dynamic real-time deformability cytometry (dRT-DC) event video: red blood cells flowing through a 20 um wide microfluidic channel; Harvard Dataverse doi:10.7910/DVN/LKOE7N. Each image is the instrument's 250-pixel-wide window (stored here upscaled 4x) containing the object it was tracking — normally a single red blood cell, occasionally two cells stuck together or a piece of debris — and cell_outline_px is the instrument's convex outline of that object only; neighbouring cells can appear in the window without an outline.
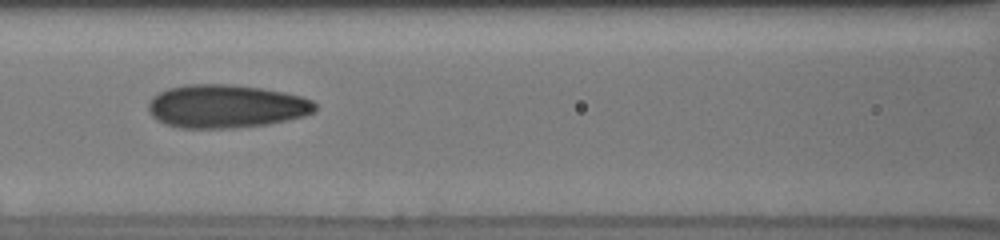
{"species": "human", "species_latin": "Homo sapiens", "temperature_condition": "cold", "stored_images_in_passage": 13, "camera_frame_rate_fps": 3000, "um_per_image_px": 0.085, "donor": {"sex": "male"}, "frame": {"image": 1, "passage_image": 10, "time_ms": 6.667, "image_size_px": [1000, 240], "cell_outline_px": [[316, 112], [304, 116], [268, 124], [232, 128], [180, 128], [164, 124], [156, 120], [148, 112], [148, 104], [152, 96], [168, 88], [188, 84], [232, 84], [260, 88], [284, 92], [300, 96], [312, 100], [316, 104]], "centroid_in_image_um": [19.19, 9.04], "position_along_channel_um": 147.4, "area_um2": 42.31}}
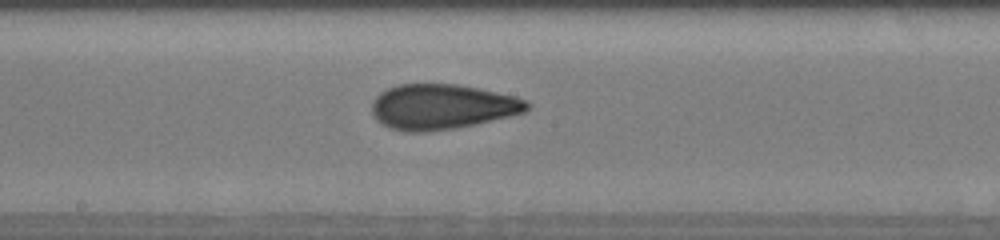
{"frame": {"image": 2, "passage_image": 13, "time_ms": 8.333, "image_size_px": [1000, 240], "cell_outline_px": [[532, 104], [524, 112], [476, 124], [456, 128], [424, 132], [404, 132], [388, 128], [376, 120], [372, 112], [372, 100], [380, 92], [388, 88], [400, 84], [456, 84], [516, 96], [528, 100]], "centroid_in_image_um": [37.55, 9.08], "position_along_channel_um": 210.7, "area_um2": 40.98}}